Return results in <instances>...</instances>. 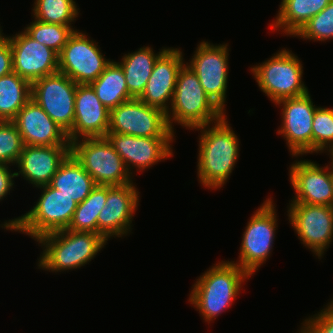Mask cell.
<instances>
[{
	"mask_svg": "<svg viewBox=\"0 0 333 333\" xmlns=\"http://www.w3.org/2000/svg\"><path fill=\"white\" fill-rule=\"evenodd\" d=\"M49 185L79 204L87 198L97 184L70 153L53 175Z\"/></svg>",
	"mask_w": 333,
	"mask_h": 333,
	"instance_id": "obj_23",
	"label": "cell"
},
{
	"mask_svg": "<svg viewBox=\"0 0 333 333\" xmlns=\"http://www.w3.org/2000/svg\"><path fill=\"white\" fill-rule=\"evenodd\" d=\"M332 0H282L276 20L270 27L294 36L306 22L323 10ZM280 28V29H279Z\"/></svg>",
	"mask_w": 333,
	"mask_h": 333,
	"instance_id": "obj_25",
	"label": "cell"
},
{
	"mask_svg": "<svg viewBox=\"0 0 333 333\" xmlns=\"http://www.w3.org/2000/svg\"><path fill=\"white\" fill-rule=\"evenodd\" d=\"M167 49L164 47L156 54L151 47H141L138 51L125 54L122 61L117 62L123 69L128 92L133 98L142 95L157 59Z\"/></svg>",
	"mask_w": 333,
	"mask_h": 333,
	"instance_id": "obj_24",
	"label": "cell"
},
{
	"mask_svg": "<svg viewBox=\"0 0 333 333\" xmlns=\"http://www.w3.org/2000/svg\"><path fill=\"white\" fill-rule=\"evenodd\" d=\"M77 84L56 72L31 84V99L66 133L74 124Z\"/></svg>",
	"mask_w": 333,
	"mask_h": 333,
	"instance_id": "obj_10",
	"label": "cell"
},
{
	"mask_svg": "<svg viewBox=\"0 0 333 333\" xmlns=\"http://www.w3.org/2000/svg\"><path fill=\"white\" fill-rule=\"evenodd\" d=\"M313 41L333 39V0L293 36Z\"/></svg>",
	"mask_w": 333,
	"mask_h": 333,
	"instance_id": "obj_32",
	"label": "cell"
},
{
	"mask_svg": "<svg viewBox=\"0 0 333 333\" xmlns=\"http://www.w3.org/2000/svg\"><path fill=\"white\" fill-rule=\"evenodd\" d=\"M289 173L296 194L291 202L333 206L331 165L320 167L311 160H300L290 166Z\"/></svg>",
	"mask_w": 333,
	"mask_h": 333,
	"instance_id": "obj_17",
	"label": "cell"
},
{
	"mask_svg": "<svg viewBox=\"0 0 333 333\" xmlns=\"http://www.w3.org/2000/svg\"><path fill=\"white\" fill-rule=\"evenodd\" d=\"M139 191L133 182L122 186H107V199L98 215V234L108 238L126 236L131 229L139 202Z\"/></svg>",
	"mask_w": 333,
	"mask_h": 333,
	"instance_id": "obj_16",
	"label": "cell"
},
{
	"mask_svg": "<svg viewBox=\"0 0 333 333\" xmlns=\"http://www.w3.org/2000/svg\"><path fill=\"white\" fill-rule=\"evenodd\" d=\"M70 154V146H30L24 145L16 163L18 172L34 187L48 185L61 163Z\"/></svg>",
	"mask_w": 333,
	"mask_h": 333,
	"instance_id": "obj_22",
	"label": "cell"
},
{
	"mask_svg": "<svg viewBox=\"0 0 333 333\" xmlns=\"http://www.w3.org/2000/svg\"><path fill=\"white\" fill-rule=\"evenodd\" d=\"M21 134L12 121H0V164H16L22 151Z\"/></svg>",
	"mask_w": 333,
	"mask_h": 333,
	"instance_id": "obj_33",
	"label": "cell"
},
{
	"mask_svg": "<svg viewBox=\"0 0 333 333\" xmlns=\"http://www.w3.org/2000/svg\"><path fill=\"white\" fill-rule=\"evenodd\" d=\"M98 47L76 29L58 55V71L76 84H91L112 61L105 59Z\"/></svg>",
	"mask_w": 333,
	"mask_h": 333,
	"instance_id": "obj_11",
	"label": "cell"
},
{
	"mask_svg": "<svg viewBox=\"0 0 333 333\" xmlns=\"http://www.w3.org/2000/svg\"><path fill=\"white\" fill-rule=\"evenodd\" d=\"M43 247L38 268L49 272L78 269L104 248L107 240L98 233L63 229L40 236Z\"/></svg>",
	"mask_w": 333,
	"mask_h": 333,
	"instance_id": "obj_3",
	"label": "cell"
},
{
	"mask_svg": "<svg viewBox=\"0 0 333 333\" xmlns=\"http://www.w3.org/2000/svg\"><path fill=\"white\" fill-rule=\"evenodd\" d=\"M90 85L109 111L133 98L128 92L123 69L113 60Z\"/></svg>",
	"mask_w": 333,
	"mask_h": 333,
	"instance_id": "obj_26",
	"label": "cell"
},
{
	"mask_svg": "<svg viewBox=\"0 0 333 333\" xmlns=\"http://www.w3.org/2000/svg\"><path fill=\"white\" fill-rule=\"evenodd\" d=\"M107 199V186L96 185L87 198L77 205L68 230L98 233V215Z\"/></svg>",
	"mask_w": 333,
	"mask_h": 333,
	"instance_id": "obj_28",
	"label": "cell"
},
{
	"mask_svg": "<svg viewBox=\"0 0 333 333\" xmlns=\"http://www.w3.org/2000/svg\"><path fill=\"white\" fill-rule=\"evenodd\" d=\"M249 277L251 275L234 261H221L198 277L188 301L203 320L210 323L233 305L242 283Z\"/></svg>",
	"mask_w": 333,
	"mask_h": 333,
	"instance_id": "obj_2",
	"label": "cell"
},
{
	"mask_svg": "<svg viewBox=\"0 0 333 333\" xmlns=\"http://www.w3.org/2000/svg\"><path fill=\"white\" fill-rule=\"evenodd\" d=\"M106 138L123 159L131 175L133 172L130 168L135 167L141 171L173 155L170 143L174 138L136 137L118 133H107Z\"/></svg>",
	"mask_w": 333,
	"mask_h": 333,
	"instance_id": "obj_18",
	"label": "cell"
},
{
	"mask_svg": "<svg viewBox=\"0 0 333 333\" xmlns=\"http://www.w3.org/2000/svg\"><path fill=\"white\" fill-rule=\"evenodd\" d=\"M289 204L288 219L298 238L321 258L333 240V206Z\"/></svg>",
	"mask_w": 333,
	"mask_h": 333,
	"instance_id": "obj_13",
	"label": "cell"
},
{
	"mask_svg": "<svg viewBox=\"0 0 333 333\" xmlns=\"http://www.w3.org/2000/svg\"><path fill=\"white\" fill-rule=\"evenodd\" d=\"M9 164H0V200H2L10 190L14 188V178L16 173H11Z\"/></svg>",
	"mask_w": 333,
	"mask_h": 333,
	"instance_id": "obj_36",
	"label": "cell"
},
{
	"mask_svg": "<svg viewBox=\"0 0 333 333\" xmlns=\"http://www.w3.org/2000/svg\"><path fill=\"white\" fill-rule=\"evenodd\" d=\"M110 125V111L97 98L90 84H77L75 116L67 133L69 142L80 138L106 137Z\"/></svg>",
	"mask_w": 333,
	"mask_h": 333,
	"instance_id": "obj_19",
	"label": "cell"
},
{
	"mask_svg": "<svg viewBox=\"0 0 333 333\" xmlns=\"http://www.w3.org/2000/svg\"><path fill=\"white\" fill-rule=\"evenodd\" d=\"M12 122L24 145L70 146L67 133L32 99L17 113Z\"/></svg>",
	"mask_w": 333,
	"mask_h": 333,
	"instance_id": "obj_21",
	"label": "cell"
},
{
	"mask_svg": "<svg viewBox=\"0 0 333 333\" xmlns=\"http://www.w3.org/2000/svg\"><path fill=\"white\" fill-rule=\"evenodd\" d=\"M328 304L316 315L303 321L301 333H333V300Z\"/></svg>",
	"mask_w": 333,
	"mask_h": 333,
	"instance_id": "obj_34",
	"label": "cell"
},
{
	"mask_svg": "<svg viewBox=\"0 0 333 333\" xmlns=\"http://www.w3.org/2000/svg\"><path fill=\"white\" fill-rule=\"evenodd\" d=\"M73 26L44 23L34 19L24 31L34 40L54 50L58 55L67 43L69 37L74 33Z\"/></svg>",
	"mask_w": 333,
	"mask_h": 333,
	"instance_id": "obj_30",
	"label": "cell"
},
{
	"mask_svg": "<svg viewBox=\"0 0 333 333\" xmlns=\"http://www.w3.org/2000/svg\"><path fill=\"white\" fill-rule=\"evenodd\" d=\"M78 9L73 0H35L32 13L41 22L71 26L79 15Z\"/></svg>",
	"mask_w": 333,
	"mask_h": 333,
	"instance_id": "obj_29",
	"label": "cell"
},
{
	"mask_svg": "<svg viewBox=\"0 0 333 333\" xmlns=\"http://www.w3.org/2000/svg\"><path fill=\"white\" fill-rule=\"evenodd\" d=\"M180 50L170 47L157 59L144 92L139 97L145 104L165 113L170 107L168 102H172L178 73L185 64Z\"/></svg>",
	"mask_w": 333,
	"mask_h": 333,
	"instance_id": "obj_20",
	"label": "cell"
},
{
	"mask_svg": "<svg viewBox=\"0 0 333 333\" xmlns=\"http://www.w3.org/2000/svg\"><path fill=\"white\" fill-rule=\"evenodd\" d=\"M266 199L246 225L240 246L239 260L235 263L251 276L267 261L272 250L277 226L275 204Z\"/></svg>",
	"mask_w": 333,
	"mask_h": 333,
	"instance_id": "obj_8",
	"label": "cell"
},
{
	"mask_svg": "<svg viewBox=\"0 0 333 333\" xmlns=\"http://www.w3.org/2000/svg\"><path fill=\"white\" fill-rule=\"evenodd\" d=\"M6 35L0 33V77L13 71L12 50Z\"/></svg>",
	"mask_w": 333,
	"mask_h": 333,
	"instance_id": "obj_35",
	"label": "cell"
},
{
	"mask_svg": "<svg viewBox=\"0 0 333 333\" xmlns=\"http://www.w3.org/2000/svg\"><path fill=\"white\" fill-rule=\"evenodd\" d=\"M326 150L333 151V108L318 107L313 118L312 153Z\"/></svg>",
	"mask_w": 333,
	"mask_h": 333,
	"instance_id": "obj_31",
	"label": "cell"
},
{
	"mask_svg": "<svg viewBox=\"0 0 333 333\" xmlns=\"http://www.w3.org/2000/svg\"><path fill=\"white\" fill-rule=\"evenodd\" d=\"M7 38L12 50L13 71L30 84L58 72V54L24 30Z\"/></svg>",
	"mask_w": 333,
	"mask_h": 333,
	"instance_id": "obj_15",
	"label": "cell"
},
{
	"mask_svg": "<svg viewBox=\"0 0 333 333\" xmlns=\"http://www.w3.org/2000/svg\"><path fill=\"white\" fill-rule=\"evenodd\" d=\"M169 104L171 105L166 117L172 131L174 121L192 130L202 125L213 124L225 115L206 95L197 75L187 64H184L178 73L172 102Z\"/></svg>",
	"mask_w": 333,
	"mask_h": 333,
	"instance_id": "obj_4",
	"label": "cell"
},
{
	"mask_svg": "<svg viewBox=\"0 0 333 333\" xmlns=\"http://www.w3.org/2000/svg\"><path fill=\"white\" fill-rule=\"evenodd\" d=\"M275 104L283 106L282 124L277 132L287 141L291 155L298 157L310 152L312 154L313 118L318 106L313 105L309 92L279 100Z\"/></svg>",
	"mask_w": 333,
	"mask_h": 333,
	"instance_id": "obj_14",
	"label": "cell"
},
{
	"mask_svg": "<svg viewBox=\"0 0 333 333\" xmlns=\"http://www.w3.org/2000/svg\"><path fill=\"white\" fill-rule=\"evenodd\" d=\"M190 63H186L197 75L206 95L225 113V101L228 82L227 43L213 45L207 41L197 45Z\"/></svg>",
	"mask_w": 333,
	"mask_h": 333,
	"instance_id": "obj_12",
	"label": "cell"
},
{
	"mask_svg": "<svg viewBox=\"0 0 333 333\" xmlns=\"http://www.w3.org/2000/svg\"><path fill=\"white\" fill-rule=\"evenodd\" d=\"M37 188L43 190L35 206L21 217L0 224L1 227L25 233L34 240L68 228L78 203L49 184Z\"/></svg>",
	"mask_w": 333,
	"mask_h": 333,
	"instance_id": "obj_5",
	"label": "cell"
},
{
	"mask_svg": "<svg viewBox=\"0 0 333 333\" xmlns=\"http://www.w3.org/2000/svg\"><path fill=\"white\" fill-rule=\"evenodd\" d=\"M70 153L97 185L122 186L132 182L123 159L106 137L74 140L70 143Z\"/></svg>",
	"mask_w": 333,
	"mask_h": 333,
	"instance_id": "obj_6",
	"label": "cell"
},
{
	"mask_svg": "<svg viewBox=\"0 0 333 333\" xmlns=\"http://www.w3.org/2000/svg\"><path fill=\"white\" fill-rule=\"evenodd\" d=\"M108 133L127 134L136 137L173 138L166 113L149 106L139 98L123 102L110 111Z\"/></svg>",
	"mask_w": 333,
	"mask_h": 333,
	"instance_id": "obj_9",
	"label": "cell"
},
{
	"mask_svg": "<svg viewBox=\"0 0 333 333\" xmlns=\"http://www.w3.org/2000/svg\"><path fill=\"white\" fill-rule=\"evenodd\" d=\"M251 72L261 91L274 103L309 92L302 81V62L291 50L281 49L265 62L252 67Z\"/></svg>",
	"mask_w": 333,
	"mask_h": 333,
	"instance_id": "obj_7",
	"label": "cell"
},
{
	"mask_svg": "<svg viewBox=\"0 0 333 333\" xmlns=\"http://www.w3.org/2000/svg\"><path fill=\"white\" fill-rule=\"evenodd\" d=\"M331 181H332V186H333V158L331 157Z\"/></svg>",
	"mask_w": 333,
	"mask_h": 333,
	"instance_id": "obj_37",
	"label": "cell"
},
{
	"mask_svg": "<svg viewBox=\"0 0 333 333\" xmlns=\"http://www.w3.org/2000/svg\"><path fill=\"white\" fill-rule=\"evenodd\" d=\"M209 125L194 129L201 130L197 165L199 182L213 190L226 184L234 170L239 157V139L229 126L226 115L212 127Z\"/></svg>",
	"mask_w": 333,
	"mask_h": 333,
	"instance_id": "obj_1",
	"label": "cell"
},
{
	"mask_svg": "<svg viewBox=\"0 0 333 333\" xmlns=\"http://www.w3.org/2000/svg\"><path fill=\"white\" fill-rule=\"evenodd\" d=\"M31 97V84L14 71L0 77V121H12Z\"/></svg>",
	"mask_w": 333,
	"mask_h": 333,
	"instance_id": "obj_27",
	"label": "cell"
}]
</instances>
